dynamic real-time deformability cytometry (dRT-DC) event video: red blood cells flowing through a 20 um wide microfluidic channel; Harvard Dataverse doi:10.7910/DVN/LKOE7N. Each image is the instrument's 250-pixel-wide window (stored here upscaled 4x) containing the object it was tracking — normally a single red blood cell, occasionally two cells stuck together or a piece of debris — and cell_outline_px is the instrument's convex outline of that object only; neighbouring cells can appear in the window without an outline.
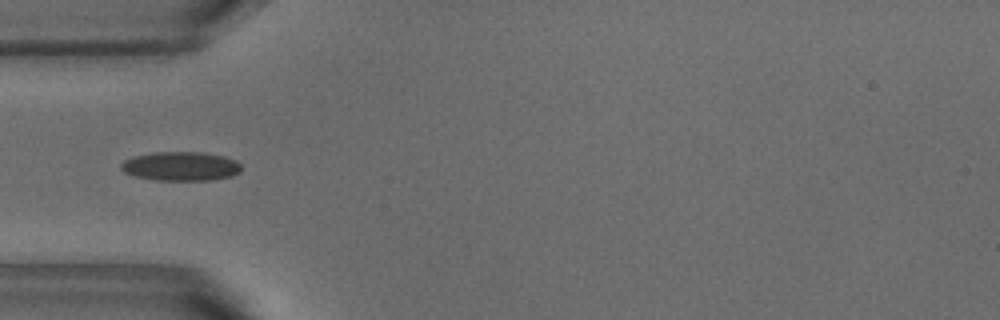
{"species": "common noctule bat (a hibernating species)", "species_latin": "Nyctalus noctula", "temperature_condition": "warm", "stored_images_in_passage": 23, "camera_frame_rate_fps": 3000, "um_per_image_px": 0.085, "animal": {"sex": "male", "body_mass_g": 18.8}, "frame": {"image": 1, "passage_image": 3, "time_ms": 0.667, "image_size_px": [1000, 320], "cell_outline_px": [[240, 172], [232, 176], [212, 180], [156, 180], [136, 176], [124, 172], [120, 168], [120, 164], [124, 160], [132, 156], [156, 152], [200, 152], [224, 156], [236, 160], [240, 164]], "centroid_in_image_um": [15.36, 14.13], "position_along_channel_um": 69.6, "area_um2": 20.4}}